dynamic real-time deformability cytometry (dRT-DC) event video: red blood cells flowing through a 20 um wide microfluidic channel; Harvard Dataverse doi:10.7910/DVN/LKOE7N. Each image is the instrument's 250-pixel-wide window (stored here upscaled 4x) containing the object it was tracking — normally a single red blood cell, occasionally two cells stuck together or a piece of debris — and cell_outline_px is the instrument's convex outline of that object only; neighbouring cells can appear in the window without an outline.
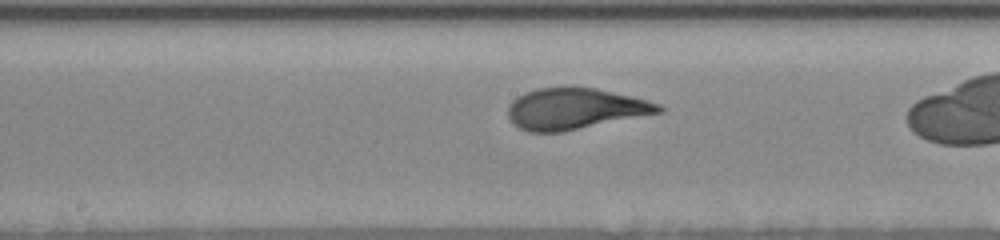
{"species": "human", "species_latin": "Homo sapiens", "temperature_condition": "room temperature", "stored_images_in_passage": 25, "camera_frame_rate_fps": 3000, "um_per_image_px": 0.085, "donor": {"sex": "female"}, "frame": {"image": 1, "passage_image": 12, "time_ms": 4.0, "image_size_px": [1000, 240], "cell_outline_px": [[664, 112], [564, 132], [528, 132], [512, 124], [508, 116], [508, 104], [516, 96], [524, 92], [536, 88], [564, 84], [596, 88], [632, 96], [648, 100], [660, 104], [664, 108]], "centroid_in_image_um": [48.86, 9.21], "position_along_channel_um": 199.3, "area_um2": 37.28}}
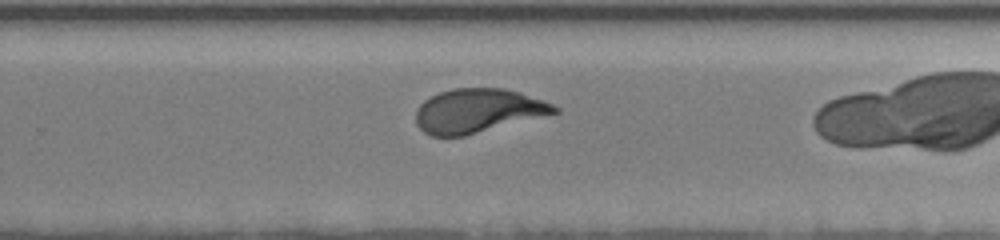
{"frame": {"image": 2, "passage_image": 19, "time_ms": 6.333, "image_size_px": [1000, 240], "cell_outline_px": [[560, 112], [464, 136], [432, 136], [424, 132], [416, 124], [416, 108], [424, 100], [440, 92], [452, 88], [504, 88], [520, 92], [544, 100], [560, 108]], "centroid_in_image_um": [40.62, 9.41], "position_along_channel_um": 289.2, "area_um2": 35.55}}
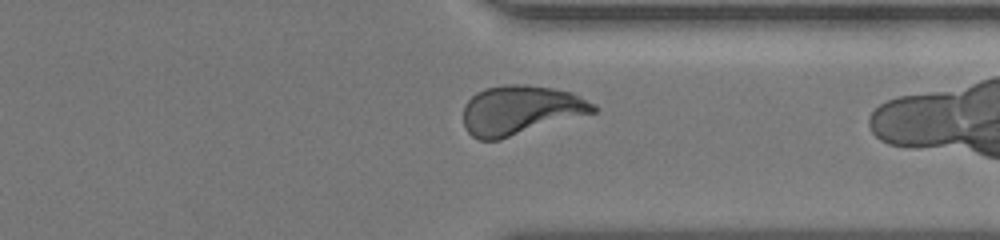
{"frame": {"image": 3, "passage_image": 24, "time_ms": 8.333, "image_size_px": [1000, 240], "cell_outline_px": [[600, 108], [596, 112], [500, 140], [480, 140], [472, 136], [464, 128], [464, 104], [476, 92], [484, 88], [504, 84], [524, 84], [552, 88], [572, 92], [596, 104]], "centroid_in_image_um": [44.25, 9.36], "position_along_channel_um": 367.1, "area_um2": 37.69}}